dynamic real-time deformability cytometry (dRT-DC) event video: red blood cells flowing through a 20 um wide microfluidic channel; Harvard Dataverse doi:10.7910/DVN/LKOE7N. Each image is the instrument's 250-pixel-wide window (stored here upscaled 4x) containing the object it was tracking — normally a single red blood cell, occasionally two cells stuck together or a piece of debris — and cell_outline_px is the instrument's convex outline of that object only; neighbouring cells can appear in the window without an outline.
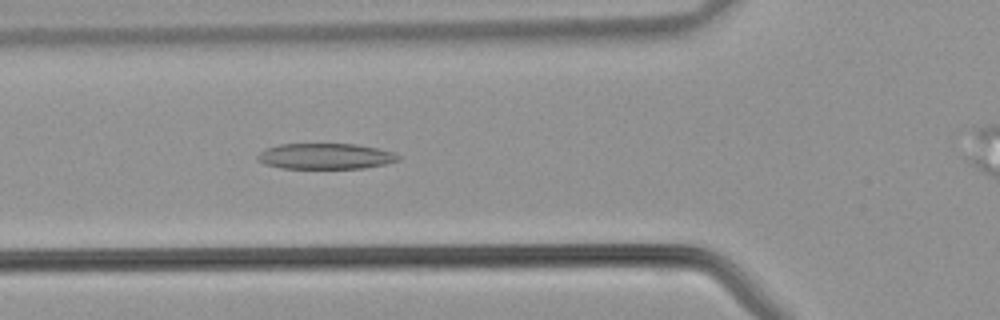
{"species": "common noctule bat (a hibernating species)", "species_latin": "Nyctalus noctula", "temperature_condition": "warm", "stored_images_in_passage": 25, "camera_frame_rate_fps": 3000, "um_per_image_px": 0.085, "animal": {"sex": "male", "body_mass_g": 21.5, "forearm_length_mm": 52.0}, "frame": {"image": 1, "passage_image": 4, "time_ms": 1.0, "image_size_px": [1000, 320], "cell_outline_px": [[400, 160], [384, 164], [364, 168], [280, 168], [264, 164], [256, 160], [256, 156], [264, 148], [280, 144], [356, 144], [376, 148], [392, 152], [400, 156]], "centroid_in_image_um": [27.61, 13.28], "position_along_channel_um": 98.2, "area_um2": 21.15}}
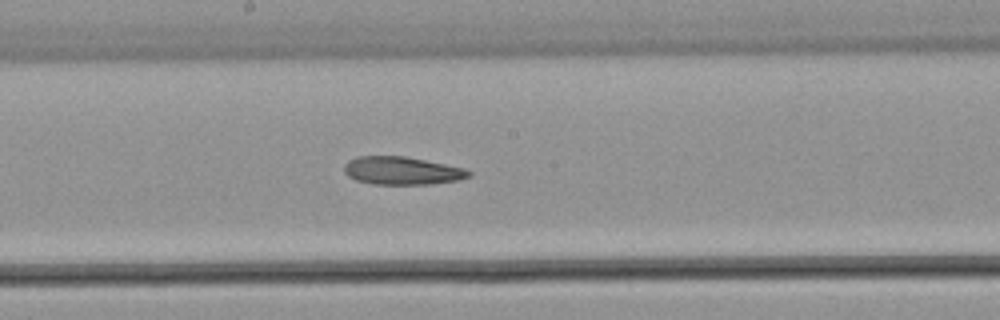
{"frame": {"image": 2, "passage_image": 11, "time_ms": 3.333, "image_size_px": [1000, 320], "cell_outline_px": [[472, 176], [460, 180], [428, 184], [372, 184], [356, 180], [348, 176], [344, 172], [344, 164], [348, 160], [356, 156], [404, 156], [464, 168], [472, 172]], "centroid_in_image_um": [34.15, 14.51], "position_along_channel_um": 214.0, "area_um2": 20.35}}
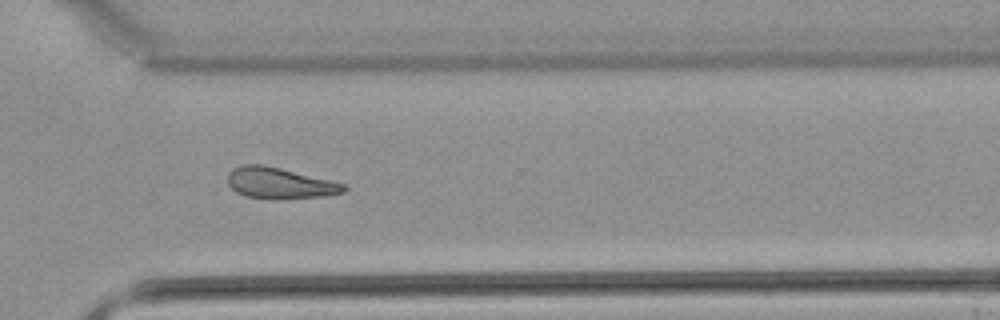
{"frame": {"image": 3, "passage_image": 19, "time_ms": 6.0, "image_size_px": [1000, 320], "cell_outline_px": [[348, 188], [344, 192], [324, 196], [280, 200], [272, 200], [244, 196], [236, 192], [228, 184], [228, 176], [232, 168], [244, 164], [264, 164], [344, 184]], "centroid_in_image_um": [23.74, 15.59], "position_along_channel_um": 346.9, "area_um2": 21.15}}